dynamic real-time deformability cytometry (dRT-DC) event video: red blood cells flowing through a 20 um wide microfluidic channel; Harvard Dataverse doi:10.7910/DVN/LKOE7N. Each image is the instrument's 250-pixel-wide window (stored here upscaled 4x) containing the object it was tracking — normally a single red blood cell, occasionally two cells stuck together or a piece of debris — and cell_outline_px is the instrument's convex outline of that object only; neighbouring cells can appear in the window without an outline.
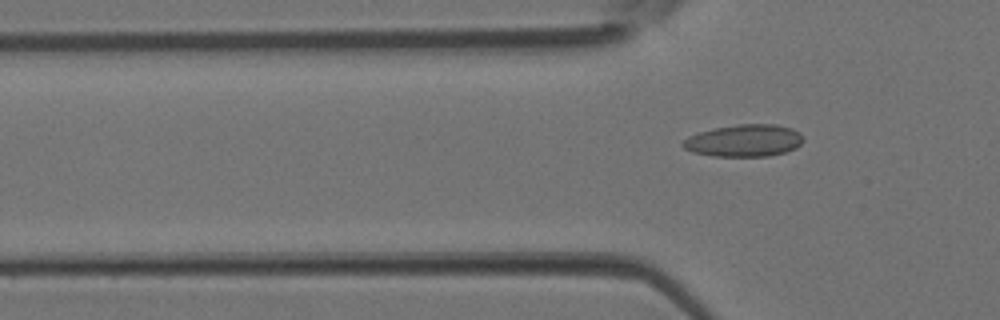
{"species": "Egyptian fruit bat (a non-hibernating species)", "species_latin": "Rousettus aegyptiacus", "temperature_condition": "room temperature", "stored_images_in_passage": 5, "camera_frame_rate_fps": 3000, "um_per_image_px": 0.085, "animal": {"sex": "female"}, "frame": {"image": 1, "passage_image": 5, "time_ms": 1.333, "image_size_px": [1000, 320], "cell_outline_px": [[804, 140], [796, 148], [784, 152], [768, 156], [712, 156], [692, 152], [684, 148], [680, 144], [688, 136], [712, 128], [736, 124], [776, 124], [792, 128], [800, 132], [804, 136]], "centroid_in_image_um": [63.26, 11.94], "position_along_channel_um": 62.5, "area_um2": 22.77}}